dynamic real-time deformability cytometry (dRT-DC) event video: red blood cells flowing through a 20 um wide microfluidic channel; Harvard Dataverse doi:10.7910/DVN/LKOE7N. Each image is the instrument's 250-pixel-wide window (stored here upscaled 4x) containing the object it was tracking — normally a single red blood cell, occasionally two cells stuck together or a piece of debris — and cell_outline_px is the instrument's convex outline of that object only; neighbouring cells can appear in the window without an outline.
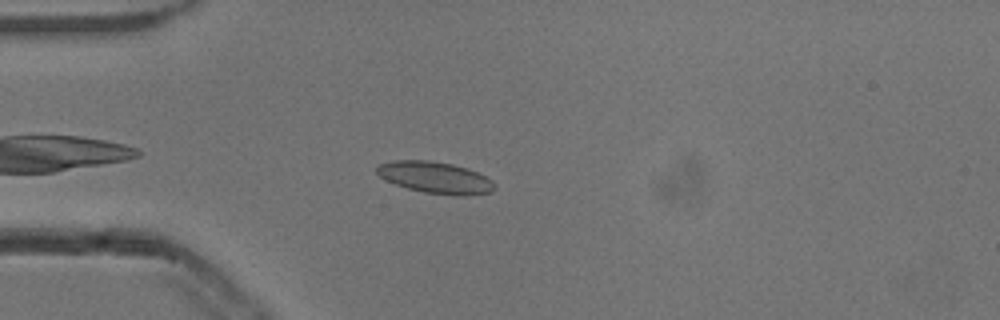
{"species": "common noctule bat (a hibernating species)", "species_latin": "Nyctalus noctula", "temperature_condition": "cold", "stored_images_in_passage": 44, "camera_frame_rate_fps": 3000, "um_per_image_px": 0.085, "animal": {"sex": "male", "body_mass_g": 13.3}, "frame": {"image": 1, "passage_image": 5, "time_ms": 1.333, "image_size_px": [1000, 320], "cell_outline_px": [[496, 188], [492, 192], [464, 196], [452, 196], [424, 192], [408, 188], [396, 184], [380, 176], [376, 172], [376, 164], [396, 160], [428, 160], [452, 164], [468, 168], [492, 180], [496, 184]], "centroid_in_image_um": [37.02, 15.09], "position_along_channel_um": 48.0, "area_um2": 21.79}}
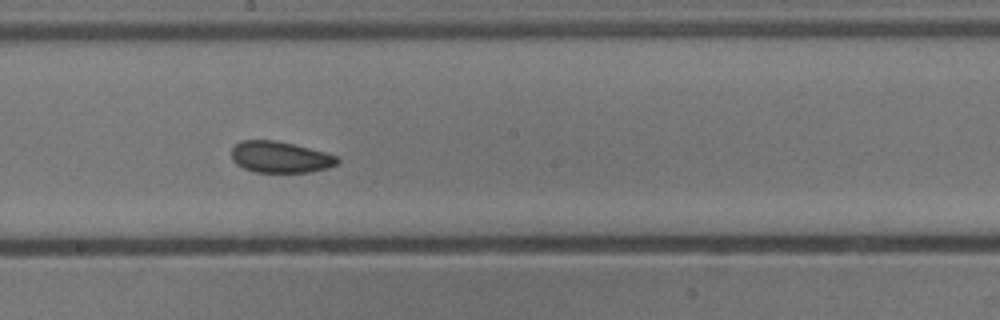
{"frame": {"image": 2, "passage_image": 20, "time_ms": 6.333, "image_size_px": [1000, 320], "cell_outline_px": [[340, 160], [336, 164], [328, 168], [308, 172], [256, 172], [244, 168], [236, 164], [232, 160], [232, 148], [240, 140], [276, 140], [324, 152], [336, 156]], "centroid_in_image_um": [23.79, 13.35], "position_along_channel_um": 224.4, "area_um2": 19.19}}
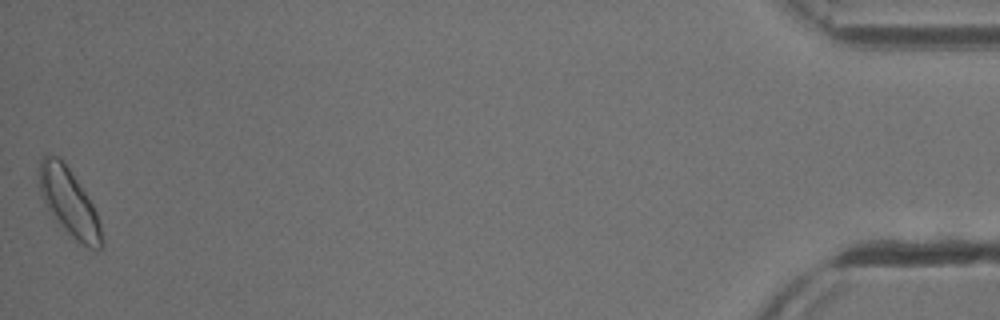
{"frame": {"image": 3, "passage_image": 44, "time_ms": 14.333, "image_size_px": [1000, 320], "cell_outline_px": [[104, 244], [100, 248], [88, 248], [72, 236], [68, 232], [48, 208], [40, 196], [40, 160], [48, 152], [56, 156], [68, 168], [92, 204], [96, 212], [100, 224], [104, 240]], "centroid_in_image_um": [5.88, 17.2], "position_along_channel_um": 429.3, "area_um2": 23.58}, "authors_computed_cell_mechanics": {"area_um2": 20.1144, "velocity_mm_per_s": 3.8083, "shape_relaxation_time_tau1_ms": 8.2632, "shape_relaxation_time_tau2_ms": 2.7058, "deformation_change_tau1": 0.1335, "deformation_change_tau2": 0.0601}}